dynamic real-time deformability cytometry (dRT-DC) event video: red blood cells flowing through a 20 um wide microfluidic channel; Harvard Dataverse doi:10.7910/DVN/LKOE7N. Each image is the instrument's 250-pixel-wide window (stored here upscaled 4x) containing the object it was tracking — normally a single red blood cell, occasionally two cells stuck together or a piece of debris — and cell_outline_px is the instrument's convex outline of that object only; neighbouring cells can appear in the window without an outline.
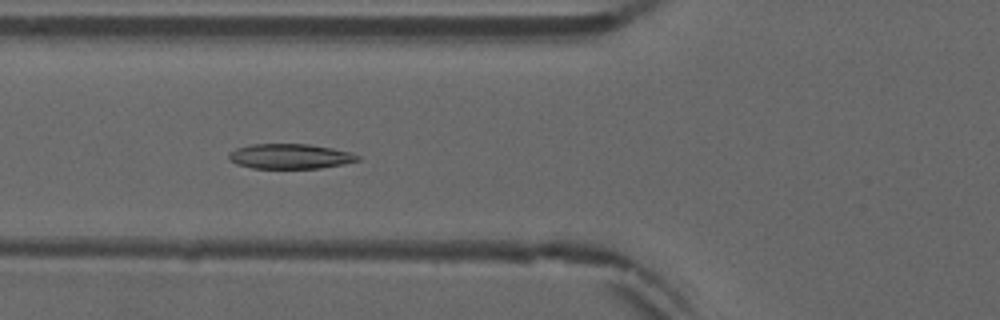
{"species": "common noctule bat (a hibernating species)", "species_latin": "Nyctalus noctula", "temperature_condition": "warm", "stored_images_in_passage": 37, "camera_frame_rate_fps": 3000, "um_per_image_px": 0.085, "animal": {"sex": "male", "forearm_length_mm": 52.5}, "frame": {"image": 1, "passage_image": 4, "time_ms": 1.0, "image_size_px": [1000, 320], "cell_outline_px": [[360, 160], [344, 164], [320, 168], [252, 168], [236, 164], [228, 160], [228, 152], [236, 148], [252, 144], [308, 144], [332, 148], [352, 152], [360, 156]], "centroid_in_image_um": [24.64, 13.28], "position_along_channel_um": 101.2, "area_um2": 18.9}}
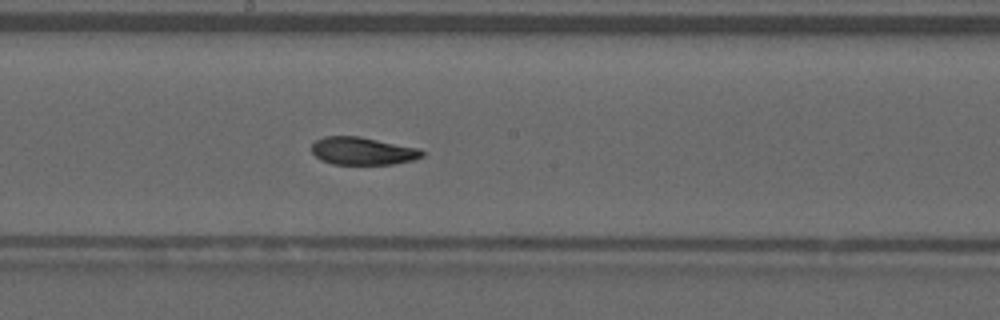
{"frame": {"image": 2, "passage_image": 13, "time_ms": 4.0, "image_size_px": [1000, 320], "cell_outline_px": [[424, 156], [412, 160], [392, 164], [332, 164], [320, 160], [312, 152], [312, 144], [316, 140], [324, 136], [360, 136], [420, 148], [424, 152]], "centroid_in_image_um": [30.83, 12.83], "position_along_channel_um": 217.4, "area_um2": 17.92}}
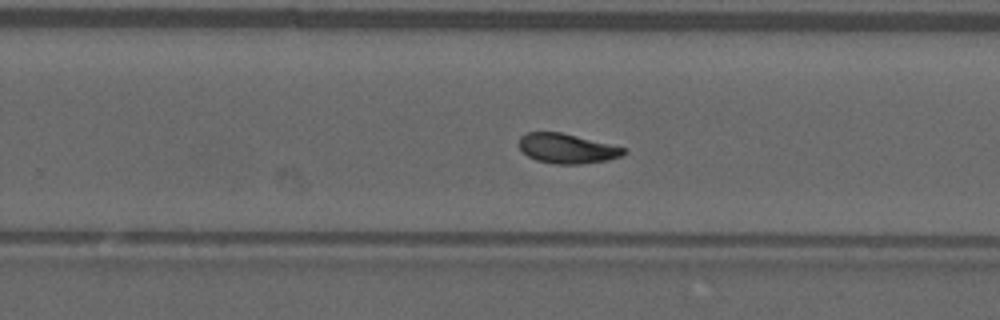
{"frame": {"image": 3, "passage_image": 18, "time_ms": 5.667, "image_size_px": [1000, 320], "cell_outline_px": [[628, 152], [620, 156], [608, 160], [580, 164], [552, 164], [536, 160], [528, 156], [520, 148], [520, 136], [528, 132], [560, 132], [628, 148]], "centroid_in_image_um": [48.23, 12.63], "position_along_channel_um": 281.6, "area_um2": 18.15}, "authors_computed_cell_mechanics": {"area_um2": 18.3804, "velocity_mm_per_s": 3.8763, "shape_relaxation_time_tau1_ms": 4.3901, "shape_relaxation_time_tau2_ms": 1.6813, "deformation_change_tau1": 0.1403, "deformation_change_tau2": 0.0583}}